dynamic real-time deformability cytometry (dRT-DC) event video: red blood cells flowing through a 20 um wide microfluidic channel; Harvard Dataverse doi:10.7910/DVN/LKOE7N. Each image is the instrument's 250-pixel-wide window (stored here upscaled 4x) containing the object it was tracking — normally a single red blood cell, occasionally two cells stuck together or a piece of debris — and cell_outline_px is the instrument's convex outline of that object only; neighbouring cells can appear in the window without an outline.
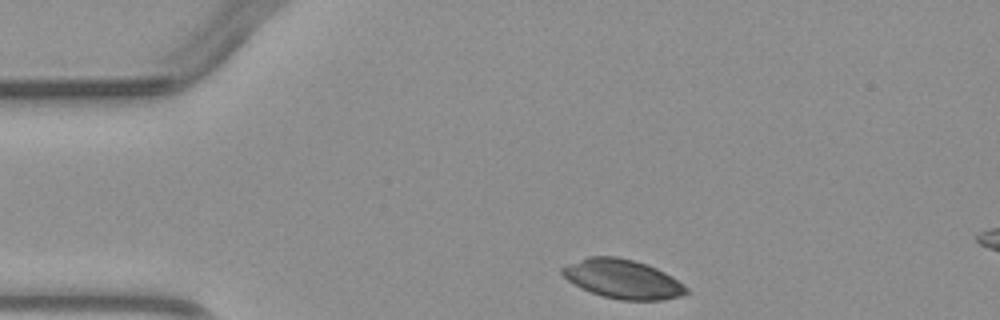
{"species": "common noctule bat (a hibernating species)", "species_latin": "Nyctalus noctula", "temperature_condition": "warm", "stored_images_in_passage": 3, "segment_of_instrument_passage": [1, 2], "camera_frame_rate_fps": 3000, "um_per_image_px": 0.085, "animal": {"sex": "male", "body_mass_g": 23.1, "forearm_length_mm": 52.7}, "frame": {"image": 1, "passage_image": 1, "time_ms": 0.0, "image_size_px": [1000, 320], "cell_outline_px": [[692, 292], [680, 296], [664, 300], [620, 300], [604, 296], [580, 288], [568, 280], [560, 272], [560, 268], [568, 264], [588, 256], [616, 256], [636, 260], [656, 268], [672, 276], [684, 284]], "centroid_in_image_um": [52.95, 23.71], "position_along_channel_um": 32.0, "area_um2": 28.44}}